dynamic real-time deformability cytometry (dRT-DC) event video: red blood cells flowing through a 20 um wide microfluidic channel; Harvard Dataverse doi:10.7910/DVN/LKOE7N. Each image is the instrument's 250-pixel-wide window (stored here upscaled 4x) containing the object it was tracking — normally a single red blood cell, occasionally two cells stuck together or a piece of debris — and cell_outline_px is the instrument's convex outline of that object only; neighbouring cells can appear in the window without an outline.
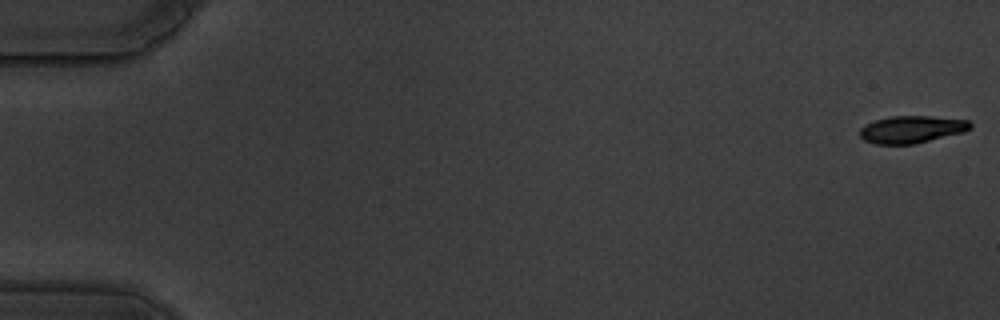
{"species": "common noctule bat (a hibernating species)", "species_latin": "Nyctalus noctula", "temperature_condition": "warm", "stored_images_in_passage": 58, "camera_frame_rate_fps": 3000, "um_per_image_px": 0.085, "animal": {"sex": "male", "body_mass_g": 19.5, "forearm_length_mm": 54.6}, "frame": {"image": 1, "passage_image": 1, "time_ms": 0.0, "image_size_px": [1000, 320], "cell_outline_px": [[972, 128], [964, 132], [912, 144], [876, 144], [864, 140], [860, 136], [860, 128], [876, 120], [888, 116], [928, 116], [968, 120], [972, 124]], "centroid_in_image_um": [77.5, 10.99], "position_along_channel_um": 7.5, "area_um2": 17.4}}
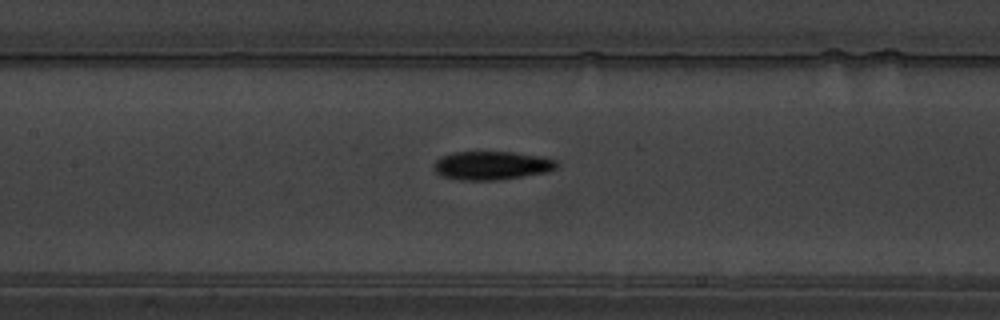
{"frame": {"image": 2, "passage_image": 28, "time_ms": 9.0, "image_size_px": [1000, 320], "cell_outline_px": [[556, 168], [548, 172], [496, 180], [460, 180], [440, 176], [432, 168], [432, 164], [440, 156], [456, 152], [512, 152], [536, 156], [556, 160]], "centroid_in_image_um": [41.71, 14.07], "position_along_channel_um": 165.7, "area_um2": 20.35}}
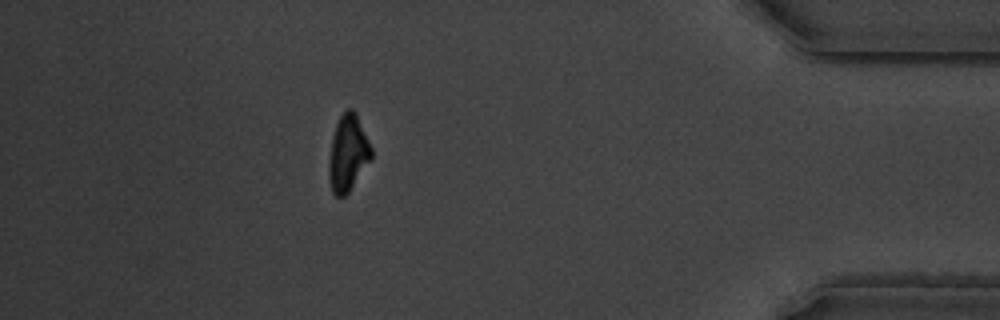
{"frame": {"image": 3, "passage_image": 52, "time_ms": 17.0, "image_size_px": [1000, 320], "cell_outline_px": [[372, 156], [348, 192], [344, 196], [336, 196], [332, 192], [328, 176], [328, 168], [332, 136], [336, 124], [340, 116], [348, 108], [352, 108], [356, 112], [372, 148]], "centroid_in_image_um": [29.56, 12.99], "position_along_channel_um": 405.6, "area_um2": 18.61}, "authors_computed_cell_mechanics": {"area_um2": 19.4208, "velocity_mm_per_s": 3.5288, "shape_relaxation_time_tau1_ms": 2.5705, "shape_relaxation_time_tau2_ms": null, "deformation_change_tau1": 0.1478, "deformation_change_tau2": null}}